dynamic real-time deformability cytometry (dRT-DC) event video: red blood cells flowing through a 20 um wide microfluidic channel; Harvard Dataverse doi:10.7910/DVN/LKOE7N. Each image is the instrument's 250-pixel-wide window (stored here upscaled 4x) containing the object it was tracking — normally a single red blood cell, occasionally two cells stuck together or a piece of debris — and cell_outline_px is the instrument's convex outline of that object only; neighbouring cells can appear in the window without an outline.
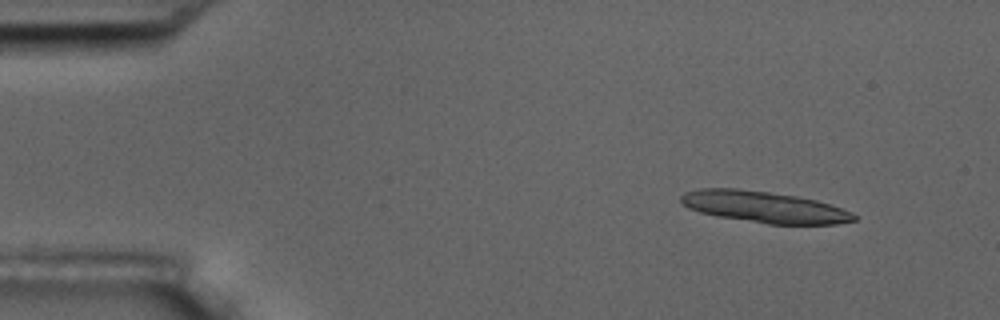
{"species": "common noctule bat (a hibernating species)", "species_latin": "Nyctalus noctula", "temperature_condition": "room temperature", "stored_images_in_passage": 5, "camera_frame_rate_fps": 3000, "um_per_image_px": 0.085, "animal": {"sex": "male", "body_mass_g": 17.5, "forearm_length_mm": 52.3}, "frame": {"image": 1, "passage_image": 2, "time_ms": 1.333, "image_size_px": [1000, 320], "cell_outline_px": [[860, 216], [856, 220], [836, 224], [768, 224], [716, 216], [700, 212], [688, 208], [680, 200], [680, 196], [684, 192], [700, 188], [736, 188], [768, 192], [796, 196], [816, 200], [852, 212]], "centroid_in_image_um": [64.95, 17.59], "position_along_channel_um": 20.1, "area_um2": 31.62}}